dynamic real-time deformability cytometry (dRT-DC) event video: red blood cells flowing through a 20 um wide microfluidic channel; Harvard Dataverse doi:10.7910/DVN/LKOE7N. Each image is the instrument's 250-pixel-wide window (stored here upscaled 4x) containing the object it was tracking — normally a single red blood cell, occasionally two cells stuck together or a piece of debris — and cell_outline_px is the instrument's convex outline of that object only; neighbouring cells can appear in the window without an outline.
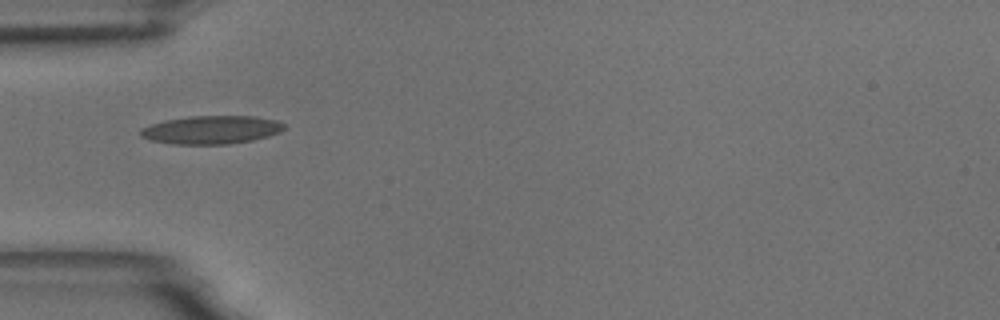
{"species": "common noctule bat (a hibernating species)", "species_latin": "Nyctalus noctula", "temperature_condition": "room temperature", "stored_images_in_passage": 39, "camera_frame_rate_fps": 3000, "um_per_image_px": 0.085, "animal": {"sex": "male", "body_mass_g": 18.8}, "frame": {"image": 1, "passage_image": 1, "time_ms": 0.0, "image_size_px": [1000, 320], "cell_outline_px": [[288, 128], [280, 132], [268, 136], [252, 140], [228, 144], [172, 144], [152, 140], [140, 136], [140, 128], [164, 120], [192, 116], [256, 116], [276, 120], [284, 124]], "centroid_in_image_um": [17.99, 11.03], "position_along_channel_um": 67.0, "area_um2": 23.7}}
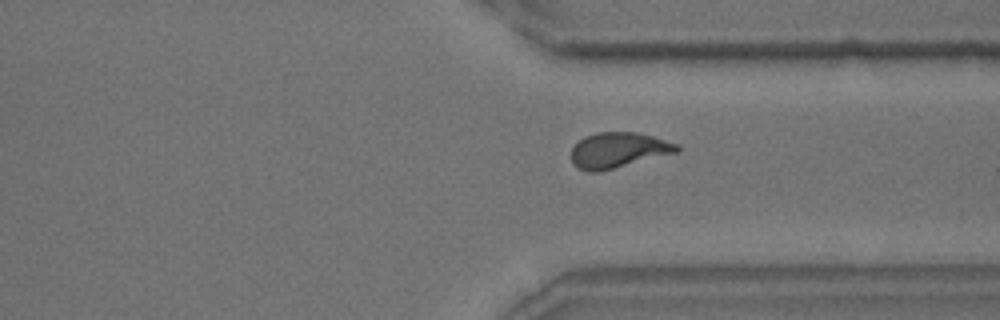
{"frame": {"image": 2, "passage_image": 25, "time_ms": 8.0, "image_size_px": [1000, 320], "cell_outline_px": [[680, 152], [600, 172], [588, 172], [572, 164], [572, 148], [584, 136], [596, 132], [636, 132], [652, 136], [680, 144]], "centroid_in_image_um": [52.6, 12.77], "position_along_channel_um": 358.8, "area_um2": 22.08}}
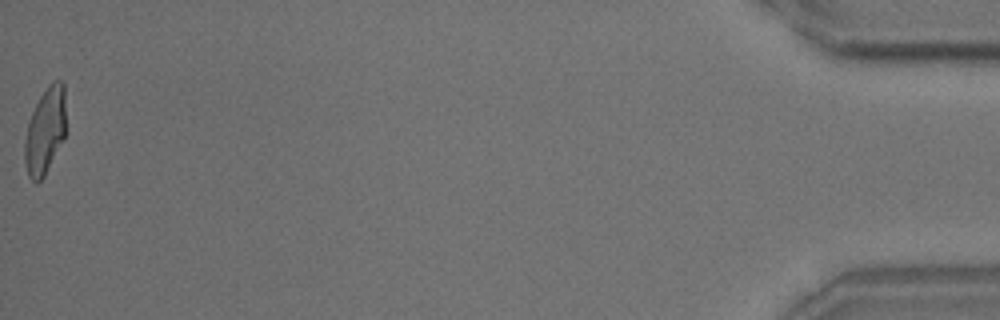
{"frame": {"image": 3, "passage_image": 39, "time_ms": 12.667, "image_size_px": [1000, 320], "cell_outline_px": [[64, 136], [44, 176], [36, 184], [28, 176], [24, 160], [24, 144], [28, 124], [32, 112], [40, 96], [48, 84], [52, 80], [60, 80], [64, 84]], "centroid_in_image_um": [3.81, 11.12], "position_along_channel_um": 431.4, "area_um2": 20.35}, "authors_computed_cell_mechanics": {"area_um2": 21.3282, "velocity_mm_per_s": 3.6365, "shape_relaxation_time_tau1_ms": 6.8245, "shape_relaxation_time_tau2_ms": 1.2728, "deformation_change_tau1": 0.2023, "deformation_change_tau2": 0.0871}}